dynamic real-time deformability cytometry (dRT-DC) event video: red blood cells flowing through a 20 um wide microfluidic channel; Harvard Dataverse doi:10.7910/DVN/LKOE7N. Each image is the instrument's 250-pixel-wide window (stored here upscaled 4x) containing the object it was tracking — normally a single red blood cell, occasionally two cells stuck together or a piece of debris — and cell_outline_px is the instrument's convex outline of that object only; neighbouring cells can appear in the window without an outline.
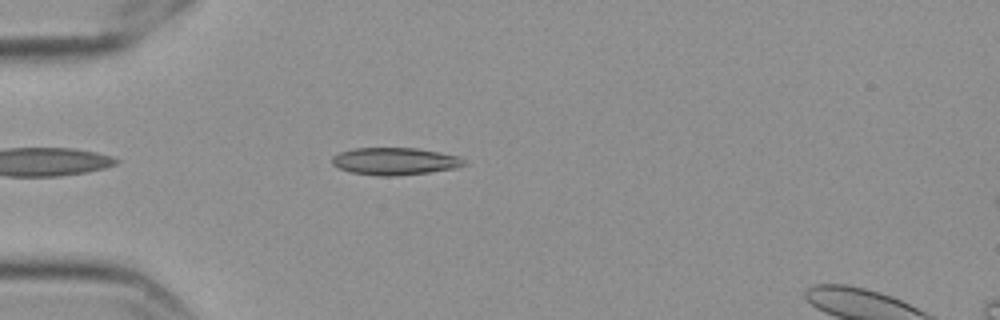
{"species": "Egyptian fruit bat (a non-hibernating species)", "species_latin": "Rousettus aegyptiacus", "temperature_condition": "cold", "stored_images_in_passage": 47, "segment_of_instrument_passage": [1, 2], "camera_frame_rate_fps": 3000, "um_per_image_px": 0.085, "frame": {"image": 1, "passage_image": 5, "time_ms": 1.333, "image_size_px": [1000, 320], "cell_outline_px": [[468, 164], [456, 168], [428, 172], [396, 176], [380, 176], [352, 172], [340, 168], [332, 164], [332, 156], [340, 152], [356, 148], [416, 148], [440, 152], [460, 156]], "centroid_in_image_um": [33.6, 13.7], "position_along_channel_um": 51.4, "area_um2": 20.98}}
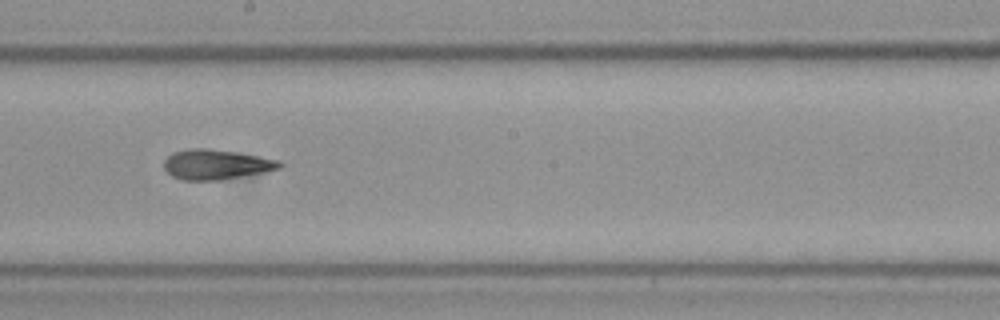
{"frame": {"image": 2, "passage_image": 21, "time_ms": 6.667, "image_size_px": [1000, 320], "cell_outline_px": [[284, 164], [280, 168], [264, 172], [220, 180], [184, 180], [172, 176], [164, 168], [164, 160], [172, 152], [192, 148], [208, 148], [280, 160]], "centroid_in_image_um": [18.35, 13.98], "position_along_channel_um": 229.8, "area_um2": 20.0}}
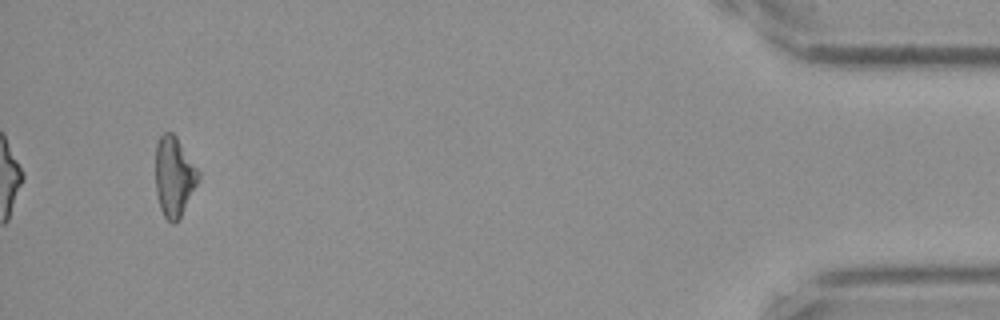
{"frame": {"image": 3, "passage_image": 43, "time_ms": 14.0, "image_size_px": [1000, 320], "cell_outline_px": [[200, 180], [180, 216], [172, 224], [164, 216], [160, 208], [156, 192], [156, 144], [160, 136], [164, 132], [172, 132], [176, 136], [200, 172]], "centroid_in_image_um": [14.8, 14.98], "position_along_channel_um": 420.4, "area_um2": 19.83}}